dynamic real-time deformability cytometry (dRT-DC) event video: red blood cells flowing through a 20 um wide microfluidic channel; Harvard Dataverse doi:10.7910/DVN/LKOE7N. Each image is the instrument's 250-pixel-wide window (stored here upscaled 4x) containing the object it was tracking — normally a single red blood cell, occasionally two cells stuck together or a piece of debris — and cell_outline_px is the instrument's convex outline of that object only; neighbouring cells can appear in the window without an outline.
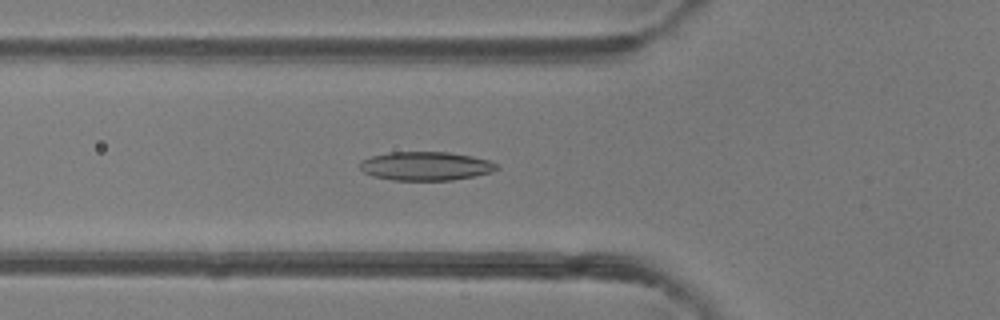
{"species": "common noctule bat (a hibernating species)", "species_latin": "Nyctalus noctula", "temperature_condition": "room temperature", "stored_images_in_passage": 49, "camera_frame_rate_fps": 3000, "um_per_image_px": 0.085, "animal": {"sex": "female"}, "frame": {"image": 1, "passage_image": 17, "time_ms": 5.333, "image_size_px": [1000, 320], "cell_outline_px": [[500, 168], [492, 172], [452, 180], [392, 180], [372, 176], [364, 172], [360, 168], [360, 160], [372, 156], [388, 152], [448, 152], [472, 156], [488, 160], [496, 164]], "centroid_in_image_um": [36.17, 14.11], "position_along_channel_um": 89.6, "area_um2": 22.89}}
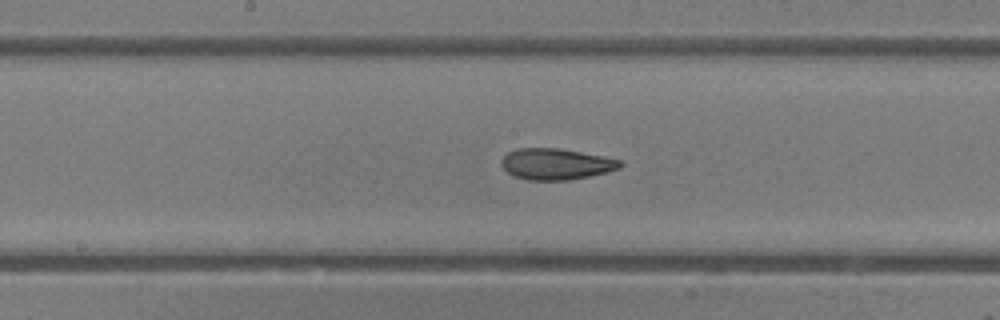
{"frame": {"image": 2, "passage_image": 25, "time_ms": 8.0, "image_size_px": [1000, 320], "cell_outline_px": [[624, 164], [620, 168], [588, 176], [568, 180], [528, 180], [512, 176], [500, 164], [500, 160], [508, 152], [516, 148], [560, 148], [604, 156], [620, 160]], "centroid_in_image_um": [47.23, 13.93], "position_along_channel_um": 201.0, "area_um2": 21.62}}
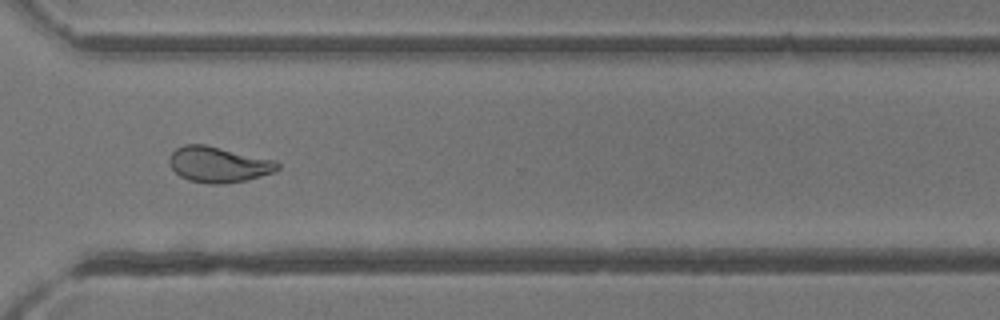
{"frame": {"image": 3, "passage_image": 36, "time_ms": 11.667, "image_size_px": [1000, 320], "cell_outline_px": [[280, 168], [272, 172], [248, 180], [224, 184], [208, 184], [188, 180], [180, 176], [172, 168], [168, 160], [172, 152], [176, 148], [184, 144], [204, 144], [276, 160], [280, 164]], "centroid_in_image_um": [18.57, 13.98], "position_along_channel_um": 352.0, "area_um2": 22.6}, "authors_computed_cell_mechanics": {"area_um2": 22.6576, "velocity_mm_per_s": 4.1395, "shape_relaxation_time_tau1_ms": 5.481, "shape_relaxation_time_tau2_ms": 2.0145, "deformation_change_tau1": 0.1656, "deformation_change_tau2": 0.0957}}